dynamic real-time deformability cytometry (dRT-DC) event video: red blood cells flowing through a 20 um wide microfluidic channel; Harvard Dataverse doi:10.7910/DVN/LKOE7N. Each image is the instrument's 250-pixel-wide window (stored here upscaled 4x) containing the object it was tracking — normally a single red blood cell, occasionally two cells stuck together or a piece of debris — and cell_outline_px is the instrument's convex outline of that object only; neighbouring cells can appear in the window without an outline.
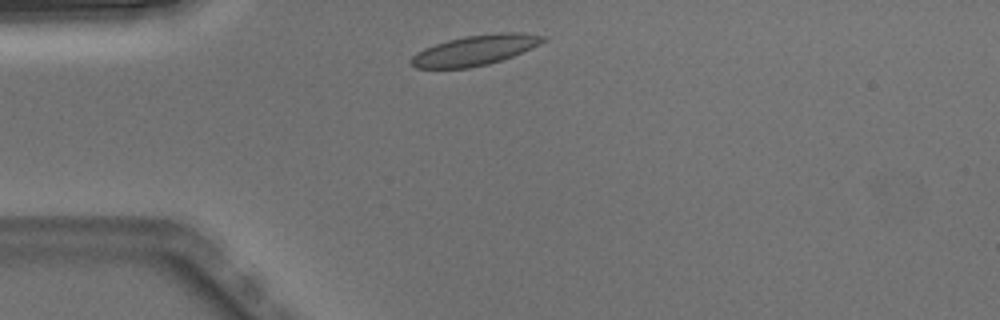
{"species": "Egyptian fruit bat (a non-hibernating species)", "species_latin": "Rousettus aegyptiacus", "temperature_condition": "warm", "stored_images_in_passage": 4, "camera_frame_rate_fps": 3000, "um_per_image_px": 0.085, "animal": {"sex": "male"}, "frame": {"image": 1, "passage_image": 1, "time_ms": 0.0, "image_size_px": [1000, 320], "cell_outline_px": [[548, 36], [540, 44], [532, 48], [512, 56], [488, 64], [468, 68], [416, 68], [408, 60], [416, 52], [424, 48], [448, 40], [464, 36], [500, 32], [520, 32]], "centroid_in_image_um": [40.38, 4.26], "position_along_channel_um": 44.6, "area_um2": 23.18}}